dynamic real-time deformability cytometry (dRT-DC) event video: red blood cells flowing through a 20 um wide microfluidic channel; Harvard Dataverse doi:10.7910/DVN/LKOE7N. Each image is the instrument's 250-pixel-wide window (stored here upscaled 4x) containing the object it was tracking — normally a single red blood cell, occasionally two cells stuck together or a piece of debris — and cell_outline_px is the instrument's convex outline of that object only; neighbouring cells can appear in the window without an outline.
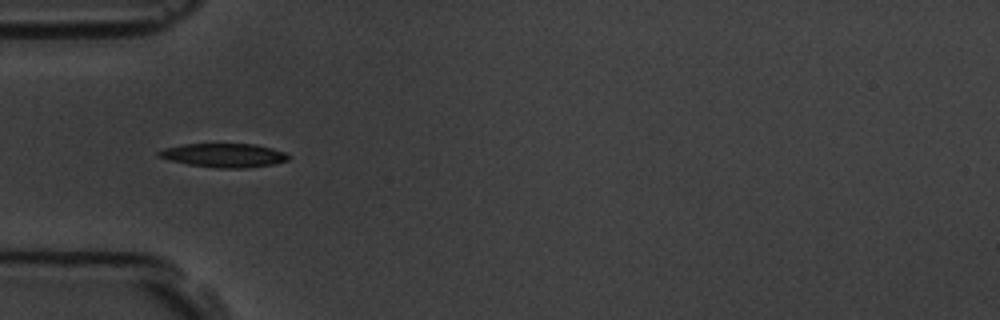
{"species": "common noctule bat (a hibernating species)", "species_latin": "Nyctalus noctula", "temperature_condition": "room temperature", "stored_images_in_passage": 3, "camera_frame_rate_fps": 3000, "um_per_image_px": 0.085, "animal": {"sex": "male", "body_mass_g": 19.5, "forearm_length_mm": 54.6}, "frame": {"image": 1, "passage_image": 1, "time_ms": 0.0, "image_size_px": [1000, 320], "cell_outline_px": [[288, 160], [272, 164], [244, 168], [216, 168], [188, 164], [168, 160], [156, 156], [156, 152], [164, 148], [184, 144], [252, 144], [272, 148], [284, 152], [288, 156]], "centroid_in_image_um": [18.97, 13.2], "position_along_channel_um": 66.0, "area_um2": 17.92}}
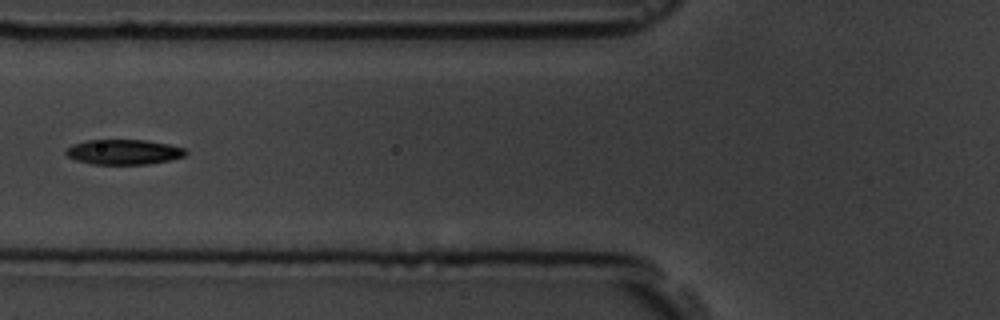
{"frame": {"image": 2, "passage_image": 2, "time_ms": 1.333, "image_size_px": [1000, 320], "cell_outline_px": [[188, 152], [184, 156], [172, 160], [148, 164], [92, 164], [76, 160], [68, 156], [64, 152], [72, 144], [88, 140], [144, 140], [168, 144], [184, 148]], "centroid_in_image_um": [10.53, 12.92], "position_along_channel_um": 115.3, "area_um2": 17.46}}
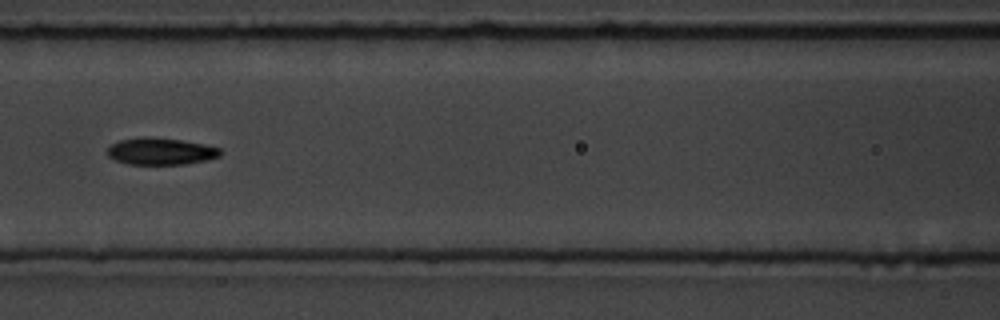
{"frame": {"image": 3, "passage_image": 3, "time_ms": 2.333, "image_size_px": [1000, 320], "cell_outline_px": [[220, 156], [208, 160], [184, 164], [128, 164], [116, 160], [108, 156], [108, 148], [112, 144], [120, 140], [140, 136], [152, 136], [180, 140], [204, 144], [220, 148]], "centroid_in_image_um": [13.66, 12.85], "position_along_channel_um": 152.9, "area_um2": 17.74}}